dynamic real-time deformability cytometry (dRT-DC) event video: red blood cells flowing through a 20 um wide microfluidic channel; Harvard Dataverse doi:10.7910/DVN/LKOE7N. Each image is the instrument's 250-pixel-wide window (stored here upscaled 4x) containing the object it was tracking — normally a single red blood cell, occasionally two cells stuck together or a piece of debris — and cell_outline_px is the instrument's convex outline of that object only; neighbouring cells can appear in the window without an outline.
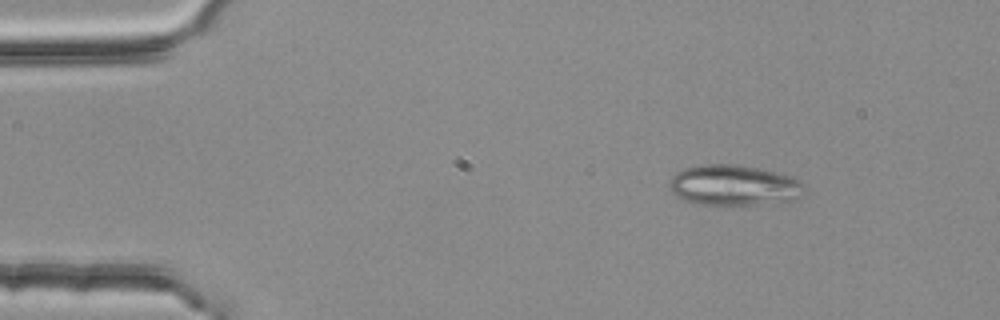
{"species": "common noctule bat (a hibernating species)", "species_latin": "Nyctalus noctula", "temperature_condition": "room temperature", "stored_images_in_passage": 4, "camera_frame_rate_fps": 3000, "um_per_image_px": 0.085, "animal": {"sex": "female", "body_mass_g": 25.1}, "frame": {"image": 1, "passage_image": 1, "time_ms": 0.0, "image_size_px": [1000, 320], "cell_outline_px": [[804, 192], [792, 200], [756, 204], [704, 204], [684, 200], [676, 196], [672, 192], [668, 184], [672, 176], [676, 172], [684, 168], [704, 164], [740, 164], [792, 176], [800, 180], [804, 184]], "centroid_in_image_um": [62.36, 15.72], "position_along_channel_um": 22.6, "area_um2": 31.73}}